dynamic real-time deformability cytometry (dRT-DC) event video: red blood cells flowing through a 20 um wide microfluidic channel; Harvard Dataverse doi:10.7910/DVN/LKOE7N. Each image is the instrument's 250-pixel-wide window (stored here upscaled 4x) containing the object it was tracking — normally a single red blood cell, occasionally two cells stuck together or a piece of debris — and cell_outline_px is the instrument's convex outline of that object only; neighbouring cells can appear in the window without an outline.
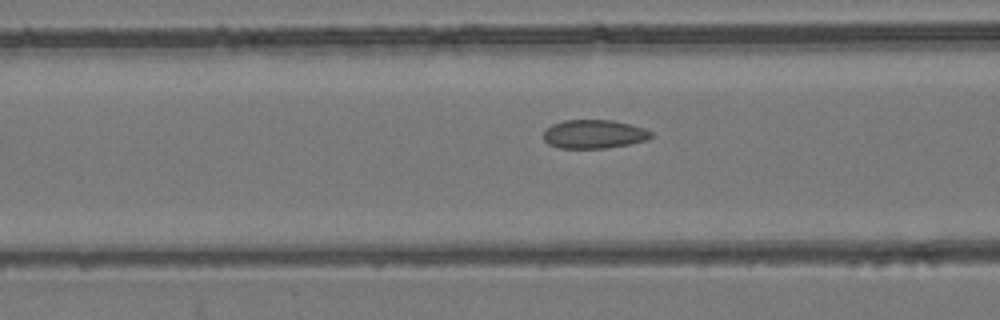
{"species": "common noctule bat (a hibernating species)", "species_latin": "Nyctalus noctula", "temperature_condition": "room temperature", "stored_images_in_passage": 52, "camera_frame_rate_fps": 3000, "um_per_image_px": 0.085, "animal": {"sex": "female", "body_mass_g": 24.6, "forearm_length_mm": 56.2}, "frame": {"image": 1, "passage_image": 22, "time_ms": 7.0, "image_size_px": [1000, 320], "cell_outline_px": [[652, 136], [648, 140], [628, 144], [604, 148], [560, 148], [548, 144], [544, 140], [544, 132], [552, 124], [564, 120], [612, 120], [644, 128], [652, 132]], "centroid_in_image_um": [50.49, 11.4], "position_along_channel_um": 116.1, "area_um2": 17.86}}
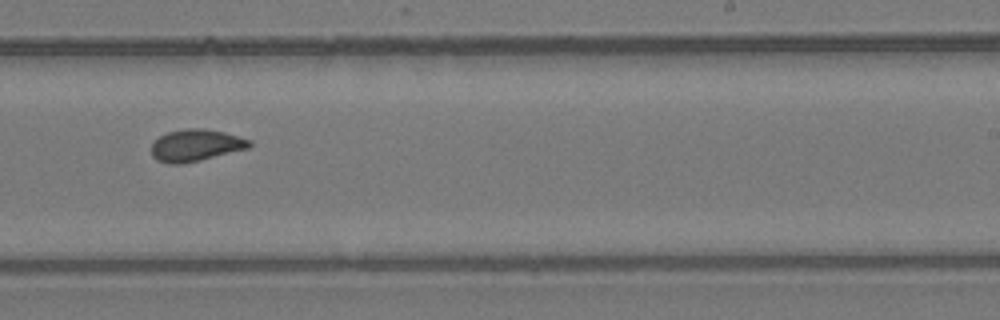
{"frame": {"image": 2, "passage_image": 34, "time_ms": 11.0, "image_size_px": [1000, 320], "cell_outline_px": [[252, 144], [248, 148], [200, 160], [180, 164], [168, 164], [156, 160], [152, 156], [152, 144], [160, 136], [168, 132], [184, 128], [204, 128], [224, 132], [252, 140]], "centroid_in_image_um": [16.64, 12.35], "position_along_channel_um": 272.4, "area_um2": 18.21}}
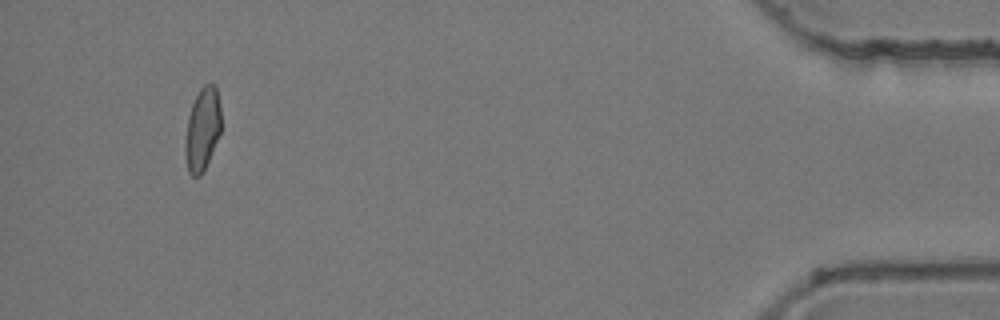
{"frame": {"image": 3, "passage_image": 51, "time_ms": 16.667, "image_size_px": [1000, 320], "cell_outline_px": [[220, 132], [204, 172], [200, 176], [192, 176], [188, 172], [184, 152], [184, 144], [188, 116], [192, 104], [200, 88], [204, 84], [216, 84], [220, 108]], "centroid_in_image_um": [17.19, 11.0], "position_along_channel_um": 418.0, "area_um2": 17.46}}